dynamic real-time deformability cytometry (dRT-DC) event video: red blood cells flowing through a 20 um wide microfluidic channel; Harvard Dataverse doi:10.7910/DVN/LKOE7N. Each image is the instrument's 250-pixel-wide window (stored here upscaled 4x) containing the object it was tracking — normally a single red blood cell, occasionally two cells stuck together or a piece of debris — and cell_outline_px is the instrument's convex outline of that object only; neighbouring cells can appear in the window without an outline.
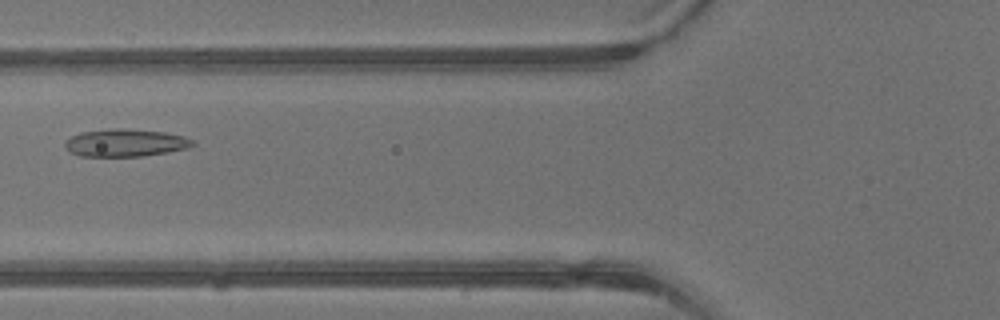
{"species": "common noctule bat (a hibernating species)", "species_latin": "Nyctalus noctula", "temperature_condition": "warm", "stored_images_in_passage": 4, "camera_frame_rate_fps": 3000, "um_per_image_px": 0.085, "animal": {"sex": "male", "body_mass_g": 13.3}, "frame": {"image": 1, "passage_image": 4, "time_ms": 1.0, "image_size_px": [1000, 320], "cell_outline_px": [[196, 144], [188, 148], [168, 152], [144, 156], [80, 156], [68, 152], [64, 144], [72, 136], [80, 132], [112, 128], [124, 128], [164, 132], [184, 136], [192, 140]], "centroid_in_image_um": [10.66, 12.14], "position_along_channel_um": 115.1, "area_um2": 20.58}}